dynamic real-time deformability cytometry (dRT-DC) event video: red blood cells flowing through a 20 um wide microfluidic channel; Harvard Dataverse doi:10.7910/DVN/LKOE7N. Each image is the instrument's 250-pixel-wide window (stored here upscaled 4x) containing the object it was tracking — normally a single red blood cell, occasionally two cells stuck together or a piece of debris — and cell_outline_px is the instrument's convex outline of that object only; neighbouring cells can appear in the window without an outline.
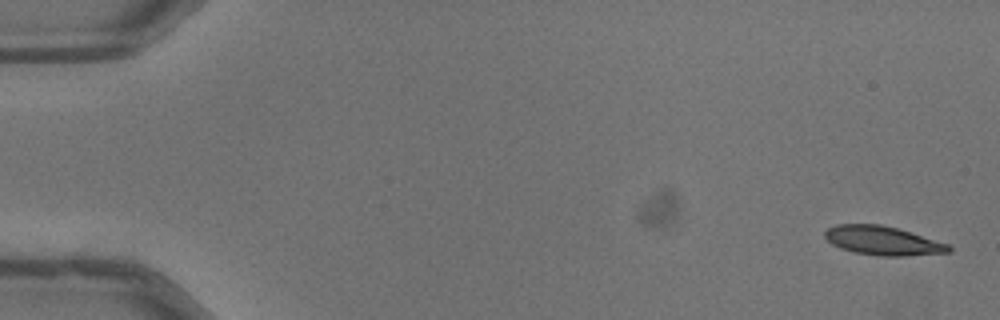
{"species": "common noctule bat (a hibernating species)", "species_latin": "Nyctalus noctula", "temperature_condition": "warm", "stored_images_in_passage": 5, "camera_frame_rate_fps": 3000, "um_per_image_px": 0.085, "animal": {"sex": "male", "body_mass_g": 13.3}, "frame": {"image": 1, "passage_image": 1, "time_ms": 0.0, "image_size_px": [1000, 320], "cell_outline_px": [[952, 252], [904, 256], [880, 256], [856, 252], [840, 248], [832, 244], [824, 236], [824, 232], [828, 228], [836, 224], [880, 224], [896, 228], [948, 244], [952, 248]], "centroid_in_image_um": [75.02, 20.46], "position_along_channel_um": 10.0, "area_um2": 20.69}}